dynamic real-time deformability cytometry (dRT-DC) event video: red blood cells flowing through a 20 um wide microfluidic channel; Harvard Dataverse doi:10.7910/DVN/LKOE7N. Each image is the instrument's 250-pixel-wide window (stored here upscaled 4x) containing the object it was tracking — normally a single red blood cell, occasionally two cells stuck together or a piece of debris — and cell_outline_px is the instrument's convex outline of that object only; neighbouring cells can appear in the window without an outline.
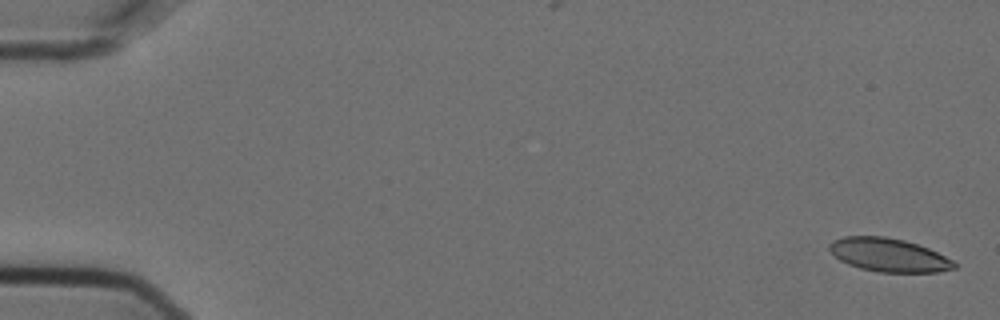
{"species": "Egyptian fruit bat (a non-hibernating species)", "species_latin": "Rousettus aegyptiacus", "temperature_condition": "cold", "stored_images_in_passage": 9, "camera_frame_rate_fps": 3000, "um_per_image_px": 0.085, "animal": {"sex": "female"}, "frame": {"image": 1, "passage_image": 1, "time_ms": 0.0, "image_size_px": [1000, 320], "cell_outline_px": [[956, 268], [940, 272], [880, 272], [860, 268], [848, 264], [840, 260], [828, 248], [828, 244], [832, 240], [844, 236], [884, 236], [904, 240], [928, 248], [952, 260], [956, 264]], "centroid_in_image_um": [75.52, 21.67], "position_along_channel_um": 9.5, "area_um2": 24.22}}
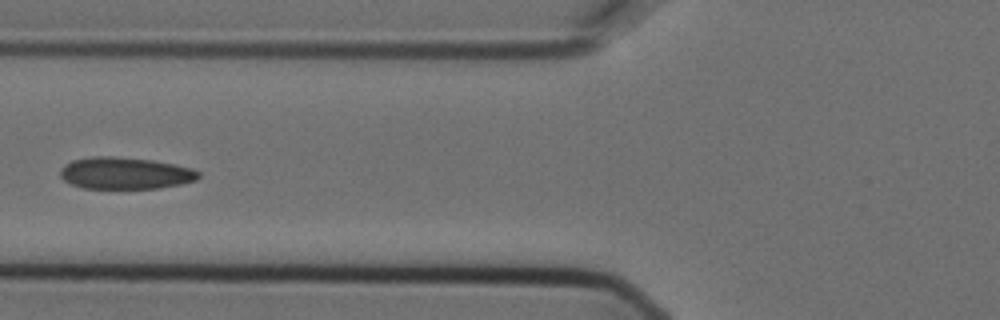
{"frame": {"image": 2, "passage_image": 4, "time_ms": 1.0, "image_size_px": [1000, 320], "cell_outline_px": [[200, 176], [196, 180], [180, 184], [160, 188], [84, 188], [72, 184], [64, 180], [60, 176], [60, 168], [64, 164], [72, 160], [92, 156], [112, 156], [152, 160], [192, 168], [200, 172]], "centroid_in_image_um": [10.62, 14.71], "position_along_channel_um": 115.2, "area_um2": 25.66}}
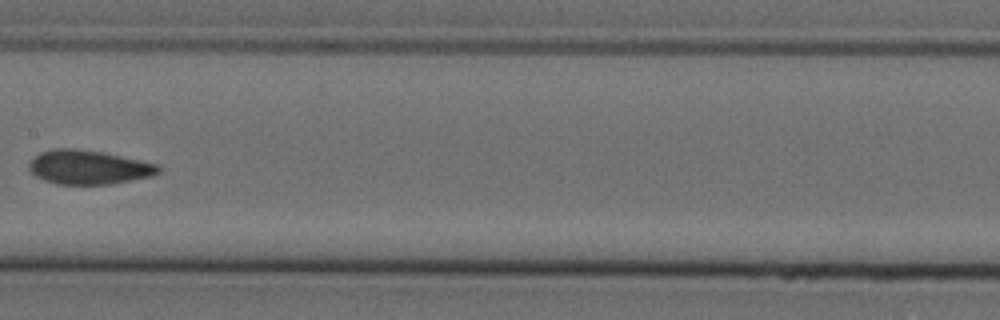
{"frame": {"image": 3, "passage_image": 6, "time_ms": 1.667, "image_size_px": [1000, 320], "cell_outline_px": [[160, 172], [152, 176], [108, 184], [56, 184], [44, 180], [36, 176], [28, 168], [28, 164], [40, 152], [52, 148], [76, 148], [100, 152], [160, 164]], "centroid_in_image_um": [7.52, 14.21], "position_along_channel_um": 199.9, "area_um2": 25.55}}